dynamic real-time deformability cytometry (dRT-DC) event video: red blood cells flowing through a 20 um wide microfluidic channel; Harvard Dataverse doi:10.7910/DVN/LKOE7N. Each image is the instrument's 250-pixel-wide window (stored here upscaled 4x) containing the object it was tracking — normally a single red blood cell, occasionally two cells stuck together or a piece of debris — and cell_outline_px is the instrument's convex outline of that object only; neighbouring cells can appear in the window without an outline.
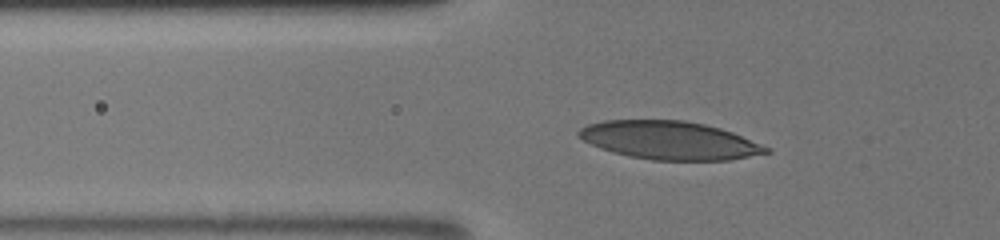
{"species": "human", "species_latin": "Homo sapiens", "temperature_condition": "room temperature", "stored_images_in_passage": 23, "camera_frame_rate_fps": 3000, "um_per_image_px": 0.085, "donor": {"sex": "male"}, "frame": {"image": 1, "passage_image": 2, "time_ms": 0.333, "image_size_px": [1000, 240], "cell_outline_px": [[772, 152], [728, 160], [652, 160], [628, 156], [612, 152], [600, 148], [576, 136], [576, 132], [580, 128], [588, 124], [604, 120], [684, 120], [704, 124], [720, 128], [732, 132], [772, 148]], "centroid_in_image_um": [56.9, 11.93], "position_along_channel_um": 68.9, "area_um2": 41.85}}
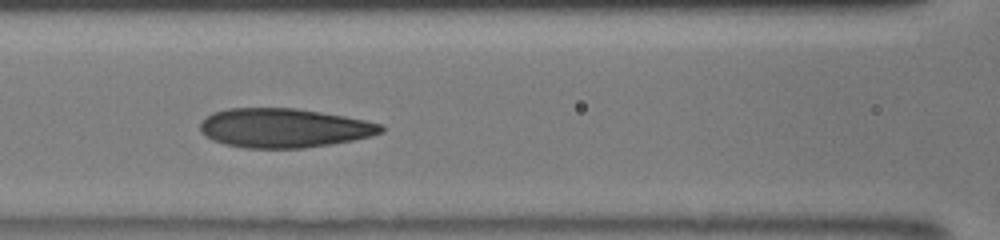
{"frame": {"image": 2, "passage_image": 13, "time_ms": 2.333, "image_size_px": [1000, 240], "cell_outline_px": [[384, 132], [372, 136], [332, 144], [304, 148], [244, 148], [224, 144], [212, 140], [204, 136], [200, 132], [200, 120], [212, 112], [228, 108], [296, 108], [344, 116], [364, 120], [380, 124], [384, 128]], "centroid_in_image_um": [24.08, 10.88], "position_along_channel_um": 142.5, "area_um2": 41.56}}
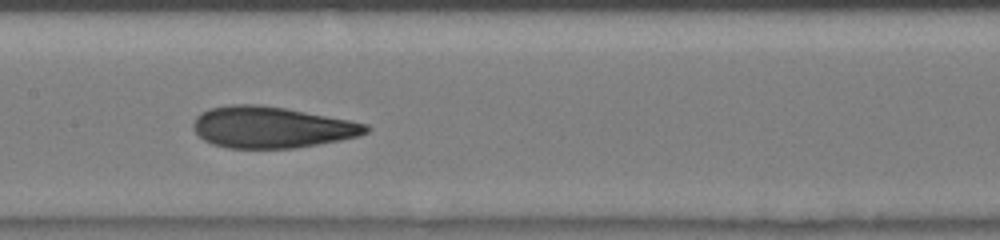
{"frame": {"image": 3, "passage_image": 22, "time_ms": 3.333, "image_size_px": [1000, 240], "cell_outline_px": [[372, 128], [368, 132], [360, 136], [340, 140], [296, 148], [228, 148], [212, 144], [204, 140], [192, 128], [192, 124], [196, 116], [200, 112], [208, 108], [228, 104], [260, 104], [284, 108], [348, 120], [368, 124]], "centroid_in_image_um": [23.05, 10.81], "position_along_channel_um": 184.3, "area_um2": 41.79}}